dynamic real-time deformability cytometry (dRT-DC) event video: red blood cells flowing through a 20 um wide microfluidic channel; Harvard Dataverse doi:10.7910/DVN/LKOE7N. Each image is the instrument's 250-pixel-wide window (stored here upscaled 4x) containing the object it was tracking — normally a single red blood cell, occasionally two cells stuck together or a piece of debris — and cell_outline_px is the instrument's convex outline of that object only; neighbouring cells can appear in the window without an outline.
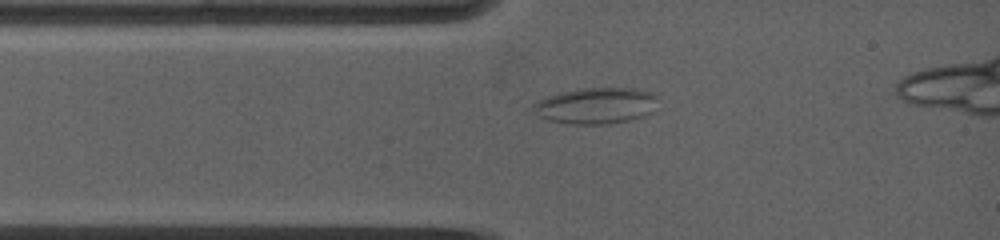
{"species": "common noctule bat (a hibernating species)", "species_latin": "Nyctalus noctula", "temperature_condition": "warm", "stored_images_in_passage": 1, "camera_frame_rate_fps": 5000, "um_per_image_px": 0.085, "animal": {"sex": "female", "body_mass_g": 19.0, "forearm_length_mm": 53.3}, "frame": {"image": 1, "passage_image": 1, "time_ms": 0.0, "image_size_px": [1000, 240], "cell_outline_px": [[660, 96], [652, 112], [628, 120], [608, 124], [568, 124], [548, 120], [540, 116], [532, 108], [532, 104], [548, 96], [560, 92], [584, 88], [636, 88], [652, 92]], "centroid_in_image_um": [50.69, 8.97], "position_along_channel_um": 34.3, "area_um2": 26.3}}